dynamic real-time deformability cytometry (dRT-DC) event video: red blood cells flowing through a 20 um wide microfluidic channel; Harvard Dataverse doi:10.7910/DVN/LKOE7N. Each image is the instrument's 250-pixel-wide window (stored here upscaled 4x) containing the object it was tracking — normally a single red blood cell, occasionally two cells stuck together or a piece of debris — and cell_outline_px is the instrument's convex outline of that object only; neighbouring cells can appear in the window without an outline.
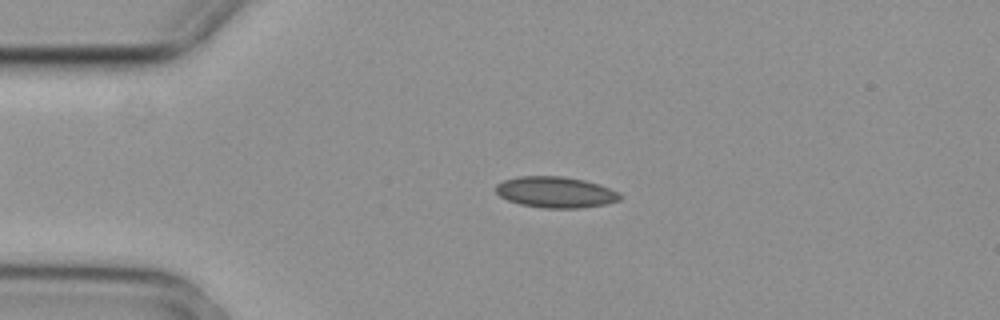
{"species": "common noctule bat (a hibernating species)", "species_latin": "Nyctalus noctula", "temperature_condition": "cold", "stored_images_in_passage": 8, "camera_frame_rate_fps": 3000, "um_per_image_px": 0.085, "animal": {"sex": "female", "body_mass_g": 29.2, "forearm_length_mm": 56.3}, "frame": {"image": 1, "passage_image": 2, "time_ms": 0.333, "image_size_px": [1000, 320], "cell_outline_px": [[624, 196], [620, 200], [604, 204], [580, 208], [544, 208], [520, 204], [508, 200], [500, 196], [496, 192], [496, 184], [504, 180], [516, 176], [560, 176], [584, 180], [600, 184], [620, 192]], "centroid_in_image_um": [47.25, 16.33], "position_along_channel_um": 37.8, "area_um2": 22.6}}
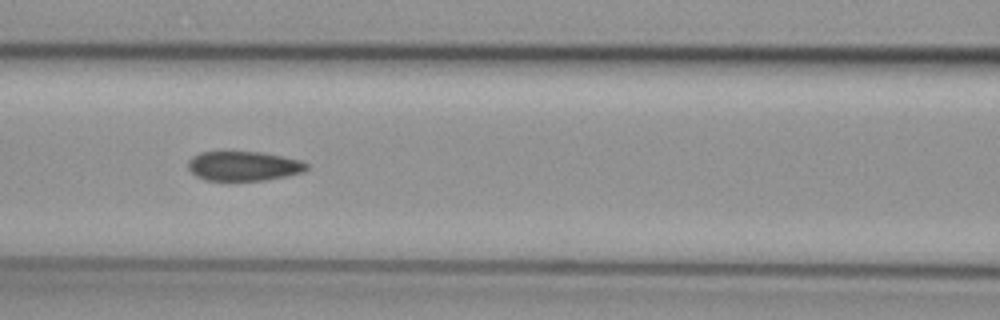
{"frame": {"image": 2, "passage_image": 5, "time_ms": 1.333, "image_size_px": [1000, 320], "cell_outline_px": [[308, 168], [304, 172], [264, 180], [204, 180], [196, 176], [188, 168], [188, 160], [192, 156], [200, 152], [260, 152], [300, 160], [308, 164]], "centroid_in_image_um": [20.68, 14.11], "position_along_channel_um": 145.9, "area_um2": 20.23}}
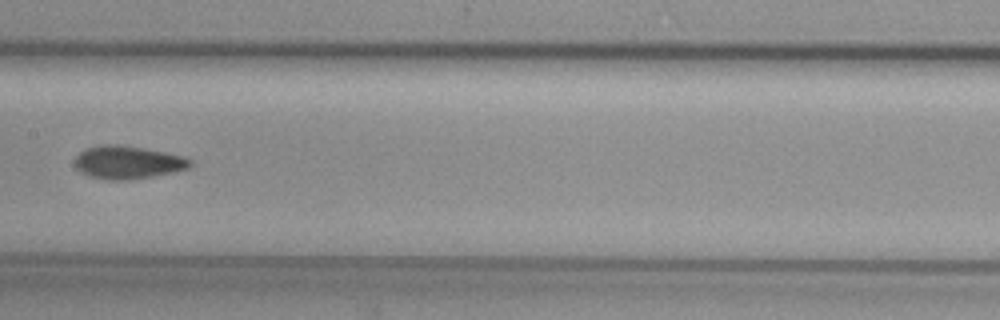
{"frame": {"image": 3, "passage_image": 6, "time_ms": 1.667, "image_size_px": [1000, 320], "cell_outline_px": [[192, 164], [188, 168], [172, 172], [152, 176], [128, 180], [104, 180], [88, 176], [80, 172], [76, 168], [76, 156], [84, 148], [104, 144], [120, 144], [144, 148], [184, 156], [192, 160]], "centroid_in_image_um": [10.83, 13.79], "position_along_channel_um": 196.6, "area_um2": 22.31}}